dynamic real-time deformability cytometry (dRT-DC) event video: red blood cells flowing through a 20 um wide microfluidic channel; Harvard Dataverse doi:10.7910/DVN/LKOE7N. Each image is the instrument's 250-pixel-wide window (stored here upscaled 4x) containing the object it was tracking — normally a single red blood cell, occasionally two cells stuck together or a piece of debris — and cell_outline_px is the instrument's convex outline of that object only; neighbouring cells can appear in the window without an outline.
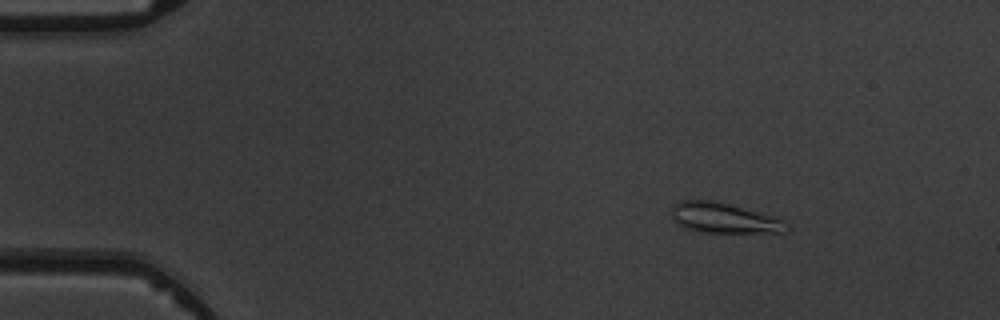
{"species": "common noctule bat (a hibernating species)", "species_latin": "Nyctalus noctula", "temperature_condition": "warm", "stored_images_in_passage": 6, "camera_frame_rate_fps": 3000, "um_per_image_px": 0.085, "animal": {"sex": "male", "body_mass_g": 19.5, "forearm_length_mm": 54.6}, "frame": {"image": 1, "passage_image": 3, "time_ms": 2.333, "image_size_px": [1000, 320], "cell_outline_px": [[788, 228], [780, 232], [700, 232], [684, 228], [672, 216], [672, 208], [680, 200], [716, 200], [780, 216], [788, 224]], "centroid_in_image_um": [61.61, 18.51], "position_along_channel_um": 23.4, "area_um2": 20.52}}
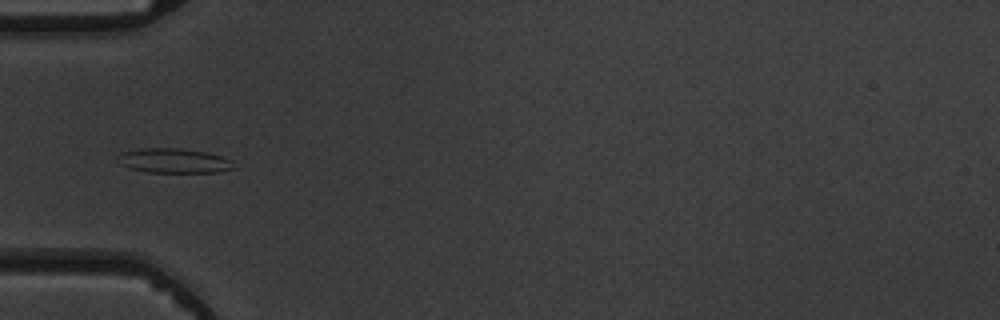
{"frame": {"image": 2, "passage_image": 6, "time_ms": 5.667, "image_size_px": [1000, 320], "cell_outline_px": [[236, 168], [216, 172], [148, 172], [128, 168], [120, 164], [124, 152], [140, 148], [180, 148], [204, 152], [220, 156], [232, 160]], "centroid_in_image_um": [14.85, 13.67], "position_along_channel_um": 70.2, "area_um2": 16.3}}